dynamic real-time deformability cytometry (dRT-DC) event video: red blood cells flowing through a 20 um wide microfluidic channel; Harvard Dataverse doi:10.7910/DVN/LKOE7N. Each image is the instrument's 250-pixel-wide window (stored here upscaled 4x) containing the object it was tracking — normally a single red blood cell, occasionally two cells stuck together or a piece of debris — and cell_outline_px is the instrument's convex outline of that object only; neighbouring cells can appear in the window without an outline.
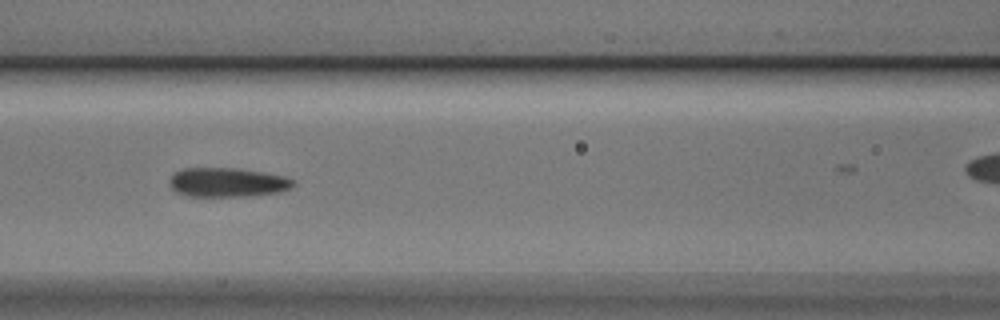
{"species": "Egyptian fruit bat (a non-hibernating species)", "species_latin": "Rousettus aegyptiacus", "temperature_condition": "cold", "stored_images_in_passage": 9, "camera_frame_rate_fps": 3000, "um_per_image_px": 0.085, "animal": {"sex": "male"}, "frame": {"image": 1, "passage_image": 7, "time_ms": 2.0, "image_size_px": [1000, 320], "cell_outline_px": [[296, 184], [288, 188], [276, 192], [244, 196], [184, 196], [176, 192], [168, 184], [168, 180], [176, 172], [184, 168], [240, 168], [264, 172], [284, 176], [292, 180]], "centroid_in_image_um": [19.27, 15.49], "position_along_channel_um": 147.3, "area_um2": 20.98}}